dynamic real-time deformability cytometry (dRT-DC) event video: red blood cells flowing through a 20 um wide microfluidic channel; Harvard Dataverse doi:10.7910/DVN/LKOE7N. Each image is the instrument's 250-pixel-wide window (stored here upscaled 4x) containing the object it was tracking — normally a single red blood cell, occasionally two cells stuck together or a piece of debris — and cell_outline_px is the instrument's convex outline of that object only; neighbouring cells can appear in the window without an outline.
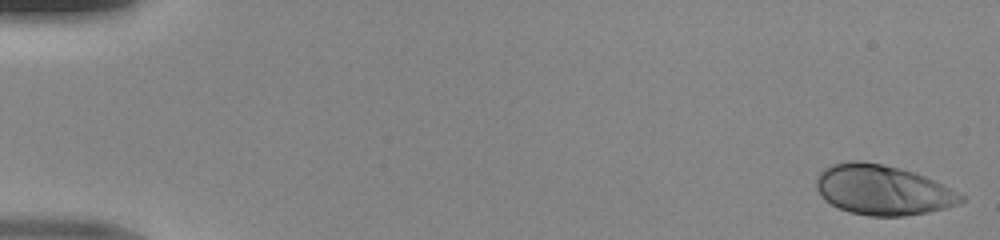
{"species": "human", "species_latin": "Homo sapiens", "temperature_condition": "room temperature", "stored_images_in_passage": 48, "camera_frame_rate_fps": 3000, "um_per_image_px": 0.085, "donor": {"sex": "male"}, "frame": {"image": 1, "passage_image": 1, "time_ms": 0.0, "image_size_px": [1000, 240], "cell_outline_px": [[964, 200], [960, 204], [928, 212], [904, 216], [868, 216], [848, 212], [824, 200], [820, 196], [816, 188], [816, 176], [824, 168], [832, 164], [852, 160], [860, 160], [900, 168], [916, 172], [964, 196]], "centroid_in_image_um": [74.98, 16.15], "position_along_channel_um": 10.0, "area_um2": 42.08}}
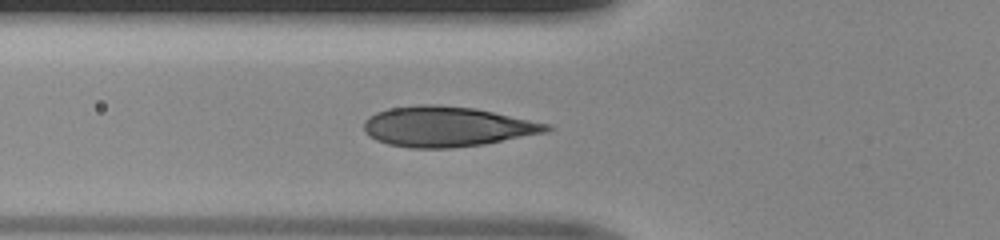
{"frame": {"image": 2, "passage_image": 18, "time_ms": 5.667, "image_size_px": [1000, 240], "cell_outline_px": [[556, 128], [548, 132], [484, 144], [452, 148], [412, 148], [388, 144], [376, 140], [368, 136], [364, 132], [364, 120], [368, 116], [376, 112], [388, 108], [420, 104], [440, 104], [476, 108], [552, 124]], "centroid_in_image_um": [38.02, 10.75], "position_along_channel_um": 87.8, "area_um2": 43.35}}
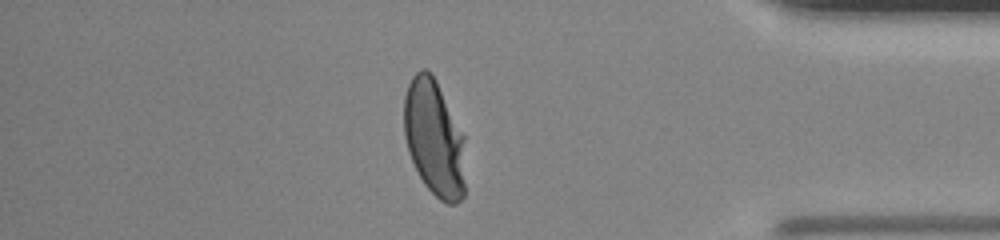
{"frame": {"image": 3, "passage_image": 42, "time_ms": 13.667, "image_size_px": [1000, 240], "cell_outline_px": [[464, 196], [456, 204], [448, 204], [440, 200], [424, 184], [408, 152], [404, 136], [404, 96], [408, 84], [412, 76], [420, 68], [424, 68], [436, 80], [464, 136]], "centroid_in_image_um": [36.89, 11.75], "position_along_channel_um": 398.3, "area_um2": 41.5}}